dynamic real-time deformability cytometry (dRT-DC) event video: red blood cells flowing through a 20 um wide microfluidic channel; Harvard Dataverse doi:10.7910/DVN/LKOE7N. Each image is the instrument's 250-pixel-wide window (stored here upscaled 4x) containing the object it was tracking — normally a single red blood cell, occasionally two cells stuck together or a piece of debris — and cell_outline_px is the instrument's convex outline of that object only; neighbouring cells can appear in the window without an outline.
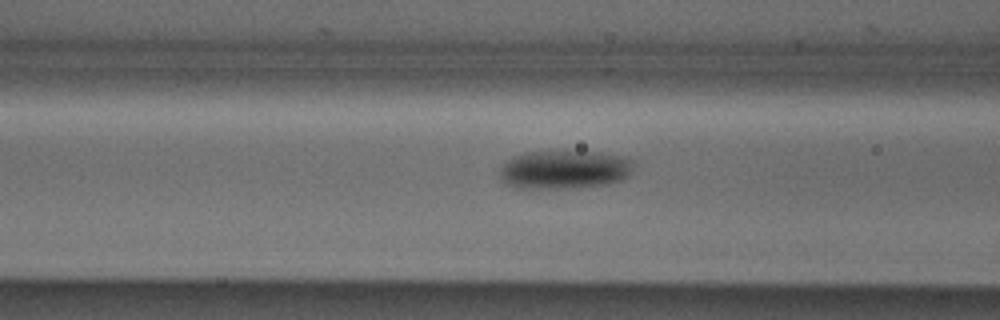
{"species": "Egyptian fruit bat (a non-hibernating species)", "species_latin": "Rousettus aegyptiacus", "temperature_condition": "cold", "stored_images_in_passage": 15, "camera_frame_rate_fps": 3000, "um_per_image_px": 0.085, "animal": {"sex": "male"}, "frame": {"image": 1, "passage_image": 13, "time_ms": 4.0, "image_size_px": [1000, 320], "cell_outline_px": [[632, 168], [628, 176], [624, 180], [608, 184], [580, 188], [512, 188], [504, 184], [500, 180], [500, 168], [512, 156], [524, 152], [596, 152], [628, 156], [632, 160]], "centroid_in_image_um": [47.97, 14.43], "position_along_channel_um": 118.6, "area_um2": 30.52}}